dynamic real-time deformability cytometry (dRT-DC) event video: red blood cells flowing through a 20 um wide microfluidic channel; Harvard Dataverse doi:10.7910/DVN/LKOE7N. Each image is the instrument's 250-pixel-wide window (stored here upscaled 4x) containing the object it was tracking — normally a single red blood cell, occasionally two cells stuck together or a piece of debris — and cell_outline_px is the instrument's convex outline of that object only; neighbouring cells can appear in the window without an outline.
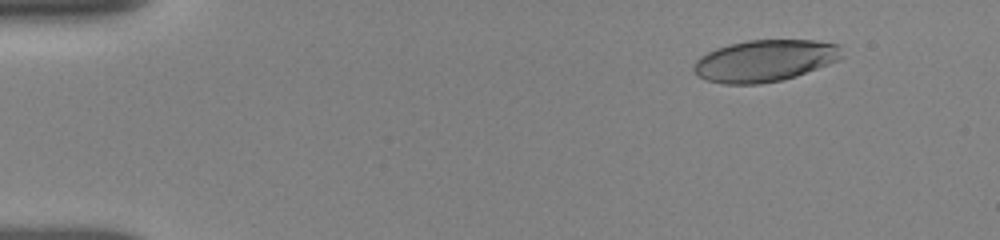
{"species": "human", "species_latin": "Homo sapiens", "temperature_condition": "room temperature", "stored_images_in_passage": 37, "camera_frame_rate_fps": 3000, "um_per_image_px": 0.085, "donor": {"sex": "female"}, "frame": {"image": 1, "passage_image": 4, "time_ms": 1.667, "image_size_px": [1000, 240], "cell_outline_px": [[844, 56], [840, 60], [796, 76], [780, 80], [760, 84], [724, 84], [708, 80], [696, 76], [692, 68], [696, 60], [700, 56], [716, 48], [728, 44], [748, 40], [816, 40], [840, 44]], "centroid_in_image_um": [65.03, 5.15], "position_along_channel_um": 20.0, "area_um2": 36.36}}
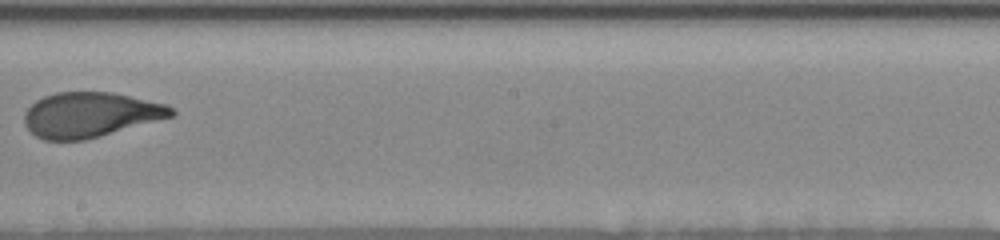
{"frame": {"image": 2, "passage_image": 20, "time_ms": 10.0, "image_size_px": [1000, 240], "cell_outline_px": [[176, 112], [172, 116], [84, 140], [44, 140], [36, 136], [24, 124], [24, 112], [36, 100], [44, 96], [56, 92], [112, 92], [168, 104]], "centroid_in_image_um": [7.65, 9.74], "position_along_channel_um": 240.6, "area_um2": 38.26}}
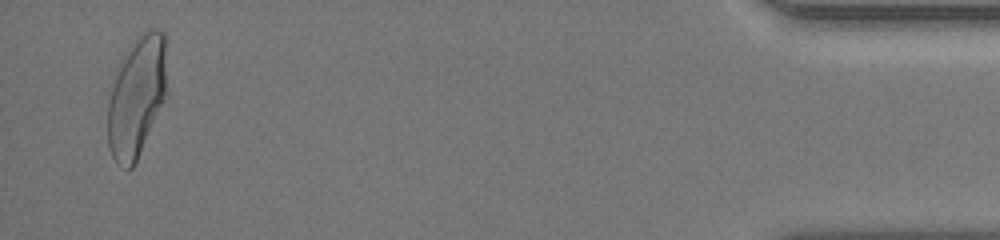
{"frame": {"image": 3, "passage_image": 36, "time_ms": 16.667, "image_size_px": [1000, 240], "cell_outline_px": [[168, 88], [136, 160], [132, 168], [128, 172], [116, 164], [112, 156], [108, 144], [108, 84], [116, 64], [128, 44], [140, 32], [152, 28], [156, 28], [164, 32]], "centroid_in_image_um": [11.56, 8.1], "position_along_channel_um": 423.6, "area_um2": 42.71}, "authors_computed_cell_mechanics": {"area_um2": 38.4948, "velocity_mm_per_s": 3.8528, "shape_relaxation_time_tau1_ms": 3.7518, "shape_relaxation_time_tau2_ms": 0.8259, "deformation_change_tau1": 0.1778, "deformation_change_tau2": 0.0705}}